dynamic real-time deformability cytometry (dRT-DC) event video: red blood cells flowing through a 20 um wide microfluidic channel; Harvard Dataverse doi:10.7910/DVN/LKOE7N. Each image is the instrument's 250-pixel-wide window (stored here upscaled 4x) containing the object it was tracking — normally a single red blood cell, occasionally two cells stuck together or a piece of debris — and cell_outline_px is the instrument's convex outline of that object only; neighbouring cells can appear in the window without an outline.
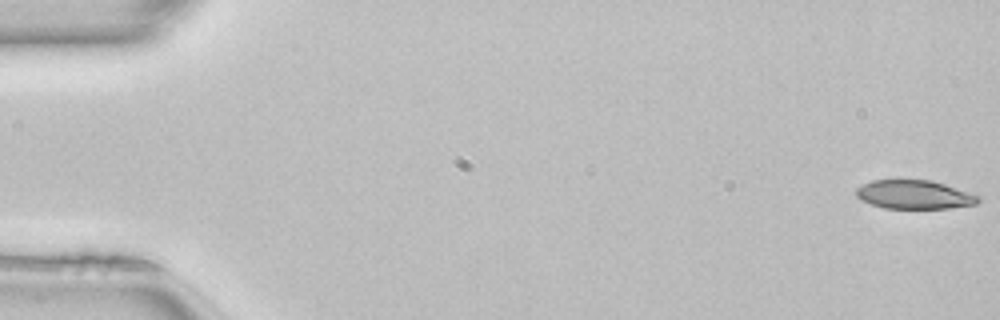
{"species": "common noctule bat (a hibernating species)", "species_latin": "Nyctalus noctula", "temperature_condition": "room temperature", "stored_images_in_passage": 50, "camera_frame_rate_fps": 3000, "um_per_image_px": 0.085, "animal": {"sex": "female", "body_mass_g": 22.7, "forearm_length_mm": 54.2}, "frame": {"image": 1, "passage_image": 1, "time_ms": 0.0, "image_size_px": [1000, 320], "cell_outline_px": [[980, 200], [976, 204], [948, 208], [884, 208], [860, 200], [856, 196], [856, 188], [872, 180], [932, 180], [980, 196]], "centroid_in_image_um": [77.7, 16.54], "position_along_channel_um": 7.3, "area_um2": 20.29}}
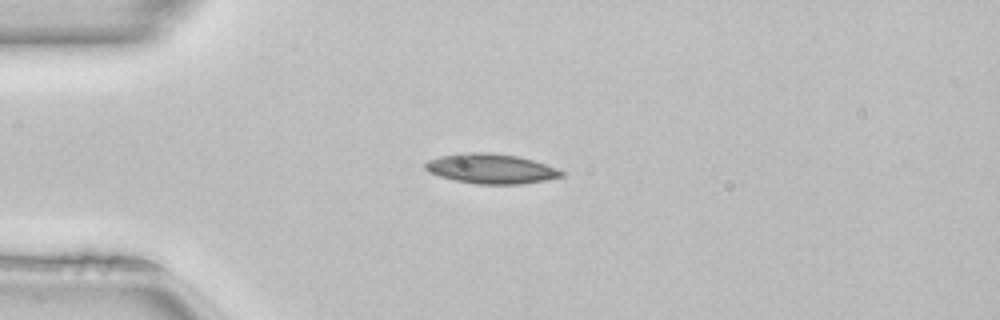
{"frame": {"image": 2, "passage_image": 13, "time_ms": 4.0, "image_size_px": [1000, 320], "cell_outline_px": [[564, 176], [544, 180], [520, 184], [476, 184], [456, 180], [440, 176], [428, 172], [424, 168], [424, 164], [428, 160], [440, 156], [460, 152], [488, 152], [516, 156], [532, 160], [556, 168], [564, 172]], "centroid_in_image_um": [41.69, 14.33], "position_along_channel_um": 43.3, "area_um2": 23.58}}
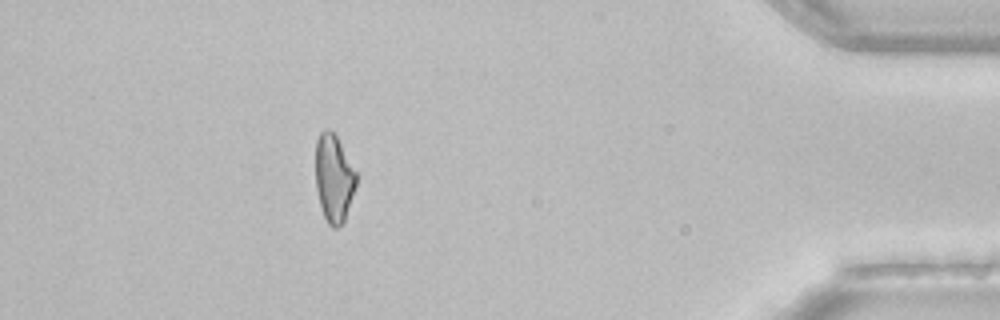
{"frame": {"image": 3, "passage_image": 45, "time_ms": 14.667, "image_size_px": [1000, 320], "cell_outline_px": [[356, 188], [344, 220], [336, 228], [332, 228], [328, 224], [324, 216], [320, 204], [316, 188], [316, 140], [320, 132], [324, 128], [328, 128], [336, 136], [356, 172]], "centroid_in_image_um": [28.37, 15.14], "position_along_channel_um": 406.8, "area_um2": 20.58}, "authors_computed_cell_mechanics": {"area_um2": 22.1085, "velocity_mm_per_s": 4.1182, "shape_relaxation_time_tau1_ms": null, "shape_relaxation_time_tau2_ms": 5.7415, "deformation_change_tau1": null, "deformation_change_tau2": 0.1553}}